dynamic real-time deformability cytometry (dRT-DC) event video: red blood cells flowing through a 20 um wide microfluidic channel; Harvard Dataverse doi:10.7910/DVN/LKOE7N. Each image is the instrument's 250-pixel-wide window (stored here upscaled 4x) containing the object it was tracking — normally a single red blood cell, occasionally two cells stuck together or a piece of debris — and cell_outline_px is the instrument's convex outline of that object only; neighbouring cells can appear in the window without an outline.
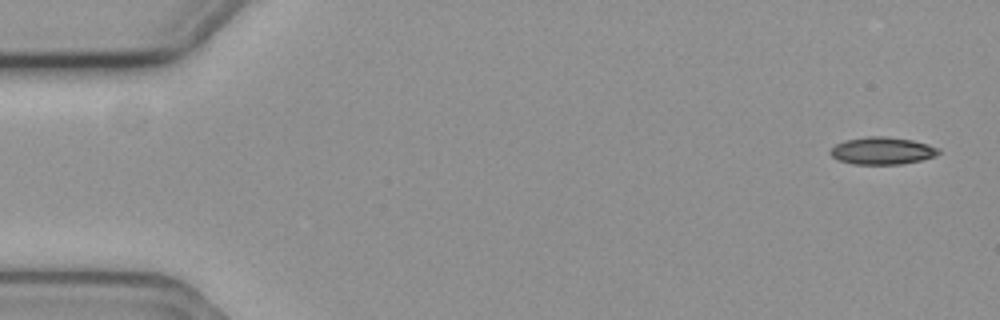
{"species": "common noctule bat (a hibernating species)", "species_latin": "Nyctalus noctula", "temperature_condition": "cold", "stored_images_in_passage": 3, "camera_frame_rate_fps": 3000, "um_per_image_px": 0.085, "animal": {"sex": "female", "body_mass_g": 19.3, "forearm_length_mm": 54.1}, "frame": {"image": 1, "passage_image": 1, "time_ms": 0.0, "image_size_px": [1000, 320], "cell_outline_px": [[940, 152], [936, 156], [920, 160], [900, 164], [852, 164], [840, 160], [832, 156], [828, 152], [836, 144], [844, 140], [868, 136], [888, 136], [912, 140], [928, 144], [940, 148]], "centroid_in_image_um": [75.0, 12.8], "position_along_channel_um": 10.0, "area_um2": 17.28}}